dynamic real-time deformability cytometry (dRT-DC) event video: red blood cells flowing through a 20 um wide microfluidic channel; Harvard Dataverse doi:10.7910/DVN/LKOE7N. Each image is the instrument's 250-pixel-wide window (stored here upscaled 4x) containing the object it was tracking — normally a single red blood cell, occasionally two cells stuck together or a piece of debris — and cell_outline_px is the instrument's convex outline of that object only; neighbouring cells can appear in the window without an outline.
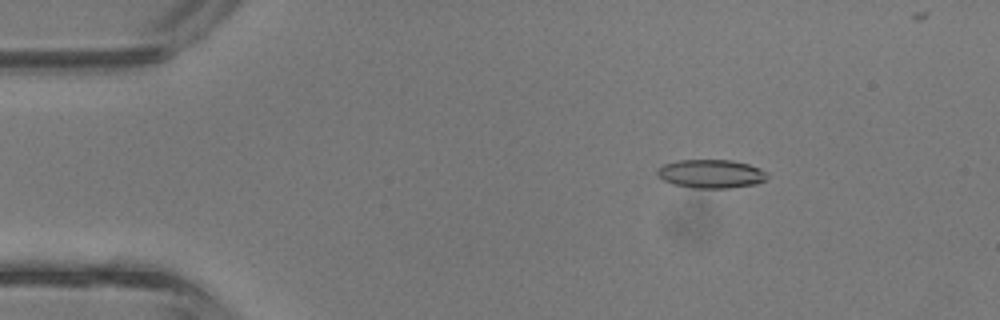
{"species": "common noctule bat (a hibernating species)", "species_latin": "Nyctalus noctula", "temperature_condition": "room temperature", "stored_images_in_passage": 5, "camera_frame_rate_fps": 3000, "um_per_image_px": 0.085, "animal": {"sex": "male", "body_mass_g": 13.3}, "frame": {"image": 1, "passage_image": 2, "time_ms": 0.333, "image_size_px": [1000, 320], "cell_outline_px": [[768, 176], [764, 180], [756, 184], [728, 188], [692, 188], [672, 184], [664, 180], [656, 172], [664, 164], [680, 160], [732, 160], [748, 164], [760, 168], [768, 172]], "centroid_in_image_um": [60.47, 14.78], "position_along_channel_um": 24.5, "area_um2": 18.26}}
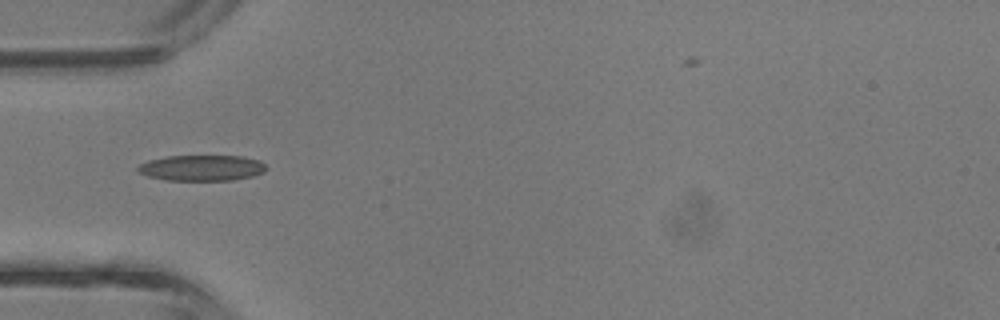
{"frame": {"image": 2, "passage_image": 4, "time_ms": 1.0, "image_size_px": [1000, 320], "cell_outline_px": [[264, 172], [252, 176], [232, 180], [164, 180], [148, 176], [140, 172], [136, 168], [140, 164], [148, 160], [168, 156], [240, 156], [260, 160], [264, 164]], "centroid_in_image_um": [17.13, 14.27], "position_along_channel_um": 67.9, "area_um2": 19.13}}
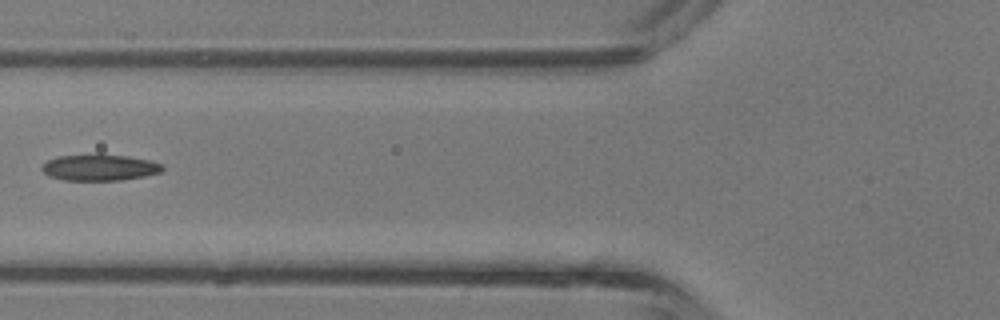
{"frame": {"image": 3, "passage_image": 5, "time_ms": 1.333, "image_size_px": [1000, 320], "cell_outline_px": [[164, 168], [160, 172], [144, 176], [120, 180], [64, 180], [48, 176], [40, 168], [48, 160], [56, 156], [100, 152], [128, 156], [152, 160], [160, 164]], "centroid_in_image_um": [8.44, 14.2], "position_along_channel_um": 117.4, "area_um2": 18.96}}